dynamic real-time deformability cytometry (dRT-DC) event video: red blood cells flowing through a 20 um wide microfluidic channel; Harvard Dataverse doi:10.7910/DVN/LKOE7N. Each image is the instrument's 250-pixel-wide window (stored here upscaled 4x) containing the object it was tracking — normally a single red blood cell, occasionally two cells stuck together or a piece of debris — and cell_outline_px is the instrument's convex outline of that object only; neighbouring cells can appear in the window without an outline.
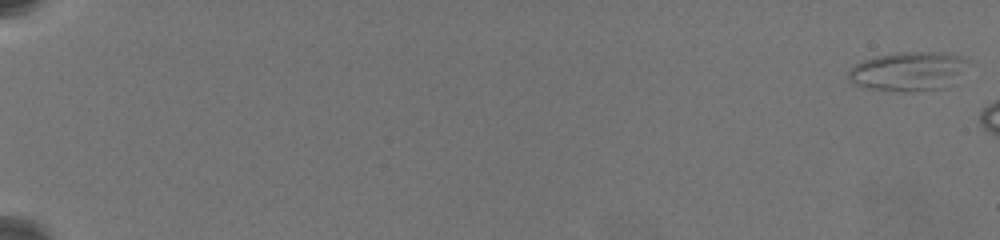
{"species": "common noctule bat (a hibernating species)", "species_latin": "Nyctalus noctula", "temperature_condition": "warm", "stored_images_in_passage": 4, "camera_frame_rate_fps": 3000, "um_per_image_px": 0.085, "animal": {"sex": "female", "body_mass_g": 19.5, "forearm_length_mm": 54.1}, "frame": {"image": 1, "passage_image": 1, "time_ms": 0.0, "image_size_px": [1000, 240], "cell_outline_px": [[968, 60], [940, 88], [904, 92], [872, 88], [852, 84], [848, 80], [848, 72], [856, 64], [864, 60], [876, 56], [900, 52], [936, 52], [968, 56]], "centroid_in_image_um": [77.06, 6.03], "position_along_channel_um": 7.9, "area_um2": 26.07}}